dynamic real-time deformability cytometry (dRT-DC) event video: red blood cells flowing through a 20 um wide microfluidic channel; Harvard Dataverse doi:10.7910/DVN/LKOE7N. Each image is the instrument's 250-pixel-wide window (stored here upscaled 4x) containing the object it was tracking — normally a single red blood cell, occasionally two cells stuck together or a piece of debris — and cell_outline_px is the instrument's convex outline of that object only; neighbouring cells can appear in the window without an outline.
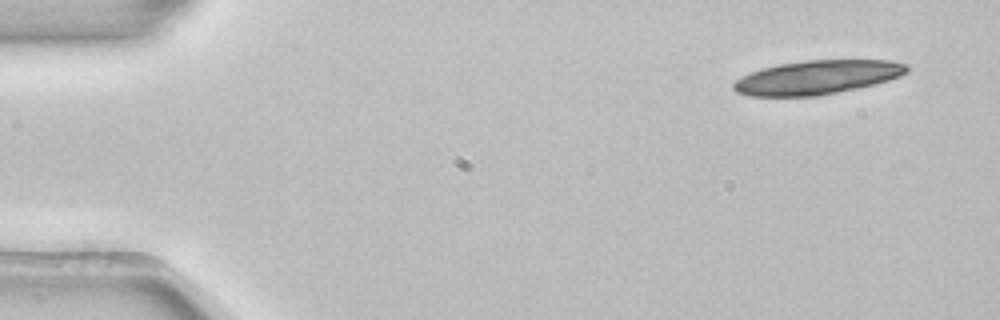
{"species": "common noctule bat (a hibernating species)", "species_latin": "Nyctalus noctula", "temperature_condition": "room temperature", "stored_images_in_passage": 3, "camera_frame_rate_fps": 3000, "um_per_image_px": 0.085, "animal": {"sex": "female", "body_mass_g": 22.7, "forearm_length_mm": 54.2}, "frame": {"image": 1, "passage_image": 1, "time_ms": 0.0, "image_size_px": [1000, 320], "cell_outline_px": [[908, 72], [900, 76], [876, 84], [816, 96], [748, 96], [736, 92], [732, 88], [732, 84], [736, 80], [752, 72], [764, 68], [780, 64], [808, 60], [892, 60], [908, 64]], "centroid_in_image_um": [69.49, 6.57], "position_along_channel_um": 15.5, "area_um2": 34.1}}